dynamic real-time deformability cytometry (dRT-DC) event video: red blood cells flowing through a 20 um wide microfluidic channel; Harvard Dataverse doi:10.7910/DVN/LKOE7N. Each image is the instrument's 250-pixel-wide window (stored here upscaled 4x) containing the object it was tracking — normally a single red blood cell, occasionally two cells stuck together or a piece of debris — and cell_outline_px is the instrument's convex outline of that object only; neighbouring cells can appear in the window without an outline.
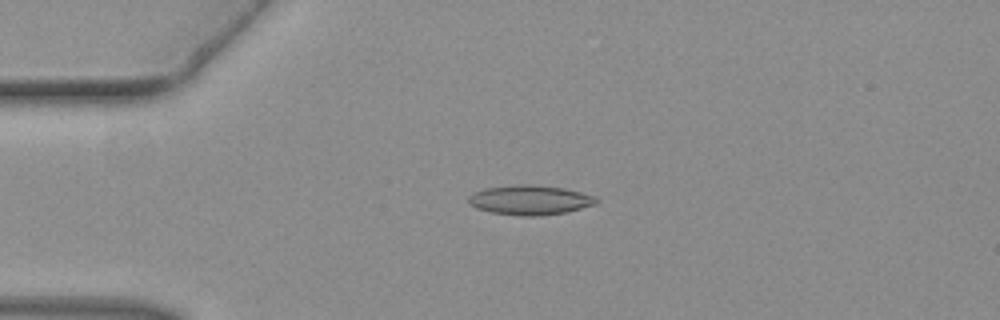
{"species": "common noctule bat (a hibernating species)", "species_latin": "Nyctalus noctula", "temperature_condition": "warm", "stored_images_in_passage": 37, "camera_frame_rate_fps": 3000, "um_per_image_px": 0.085, "animal": {"sex": "female", "body_mass_g": 19.3, "forearm_length_mm": 54.1}, "frame": {"image": 1, "passage_image": 1, "time_ms": 0.0, "image_size_px": [1000, 320], "cell_outline_px": [[600, 200], [596, 204], [568, 212], [540, 216], [520, 216], [492, 212], [476, 208], [468, 200], [468, 196], [484, 188], [520, 184], [532, 184], [564, 188], [596, 196]], "centroid_in_image_um": [45.1, 17.0], "position_along_channel_um": 39.9, "area_um2": 22.14}}
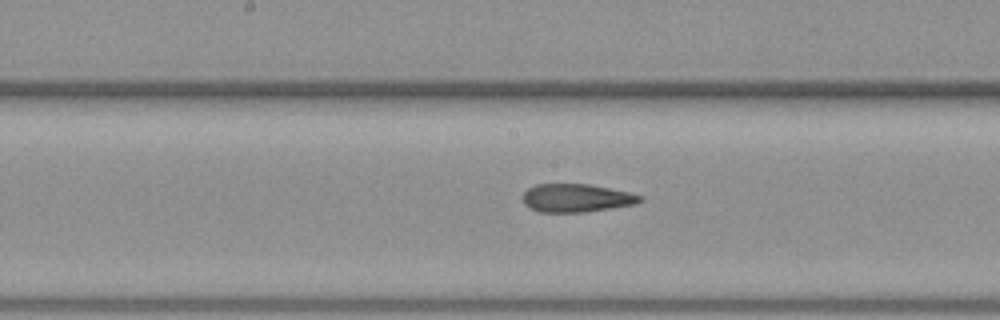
{"frame": {"image": 2, "passage_image": 14, "time_ms": 4.333, "image_size_px": [1000, 320], "cell_outline_px": [[644, 200], [636, 204], [584, 212], [540, 212], [528, 208], [524, 204], [520, 196], [528, 188], [536, 184], [588, 184], [628, 192], [644, 196]], "centroid_in_image_um": [48.96, 16.83], "position_along_channel_um": 199.2, "area_um2": 19.42}}
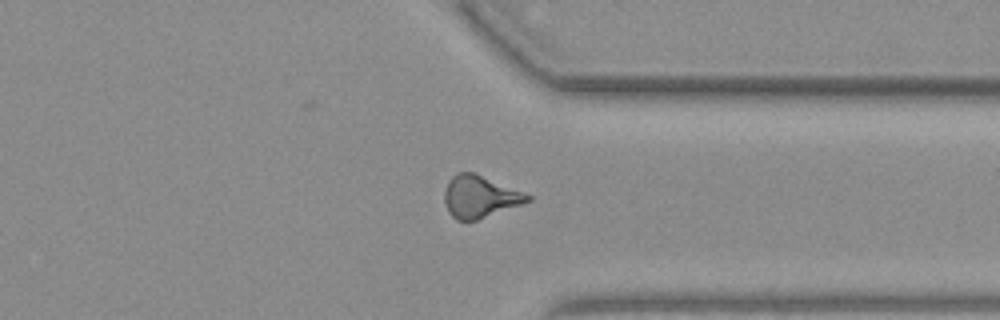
{"frame": {"image": 3, "passage_image": 26, "time_ms": 8.333, "image_size_px": [1000, 320], "cell_outline_px": [[532, 200], [476, 220], [456, 220], [448, 212], [444, 204], [444, 192], [448, 180], [452, 176], [460, 172], [476, 172], [532, 196]], "centroid_in_image_um": [40.75, 16.7], "position_along_channel_um": 370.6, "area_um2": 20.35}}